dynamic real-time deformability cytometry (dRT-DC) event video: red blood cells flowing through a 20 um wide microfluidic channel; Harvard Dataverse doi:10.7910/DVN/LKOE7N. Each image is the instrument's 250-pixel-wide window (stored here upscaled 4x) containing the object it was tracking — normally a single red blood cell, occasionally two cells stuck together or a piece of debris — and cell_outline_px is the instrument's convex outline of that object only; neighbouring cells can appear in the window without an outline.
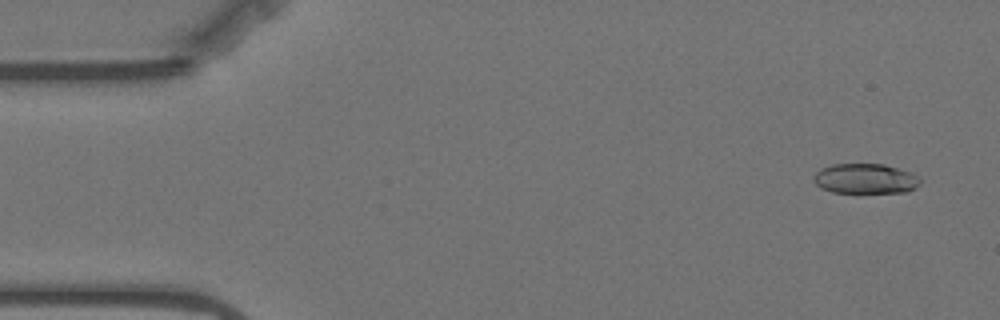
{"species": "Egyptian fruit bat (a non-hibernating species)", "species_latin": "Rousettus aegyptiacus", "temperature_condition": "warm", "stored_images_in_passage": 56, "camera_frame_rate_fps": 3000, "um_per_image_px": 0.085, "animal": {"sex": "female"}, "frame": {"image": 1, "passage_image": 2, "time_ms": 0.333, "image_size_px": [1000, 320], "cell_outline_px": [[920, 184], [916, 188], [908, 192], [832, 192], [820, 188], [812, 180], [812, 176], [820, 168], [832, 164], [884, 164], [912, 172], [920, 176]], "centroid_in_image_um": [73.56, 15.18], "position_along_channel_um": 11.4, "area_um2": 18.9}}
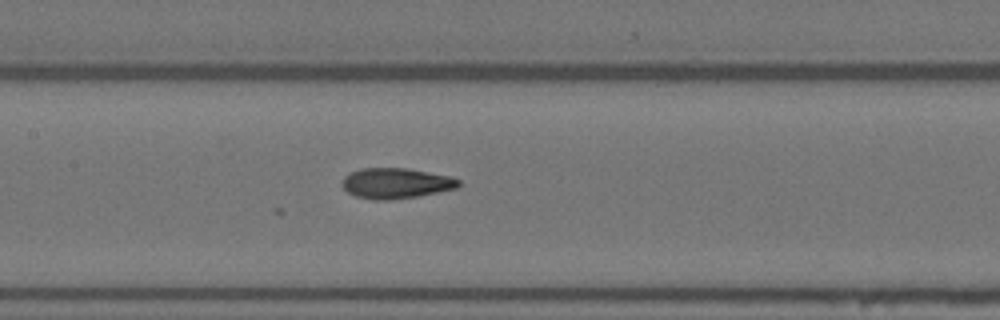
{"frame": {"image": 2, "passage_image": 25, "time_ms": 8.0, "image_size_px": [1000, 320], "cell_outline_px": [[460, 184], [456, 188], [416, 196], [388, 200], [376, 200], [356, 196], [348, 192], [344, 188], [344, 176], [360, 168], [404, 168], [448, 176], [460, 180]], "centroid_in_image_um": [33.64, 15.57], "position_along_channel_um": 173.8, "area_um2": 20.17}}
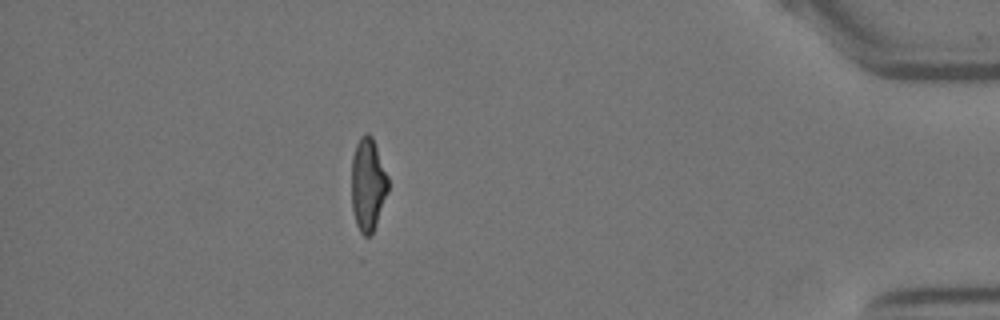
{"frame": {"image": 3, "passage_image": 49, "time_ms": 16.0, "image_size_px": [1000, 320], "cell_outline_px": [[388, 192], [372, 236], [364, 236], [360, 232], [356, 224], [352, 208], [352, 156], [356, 144], [360, 136], [364, 132], [368, 132], [372, 136], [388, 176]], "centroid_in_image_um": [31.27, 15.68], "position_along_channel_um": 403.9, "area_um2": 20.0}, "authors_computed_cell_mechanics": {"area_um2": 20.1144, "velocity_mm_per_s": 3.5286, "shape_relaxation_time_tau1_ms": 4.8217, "shape_relaxation_time_tau2_ms": 2.1074, "deformation_change_tau1": 0.2019, "deformation_change_tau2": 0.1001}}